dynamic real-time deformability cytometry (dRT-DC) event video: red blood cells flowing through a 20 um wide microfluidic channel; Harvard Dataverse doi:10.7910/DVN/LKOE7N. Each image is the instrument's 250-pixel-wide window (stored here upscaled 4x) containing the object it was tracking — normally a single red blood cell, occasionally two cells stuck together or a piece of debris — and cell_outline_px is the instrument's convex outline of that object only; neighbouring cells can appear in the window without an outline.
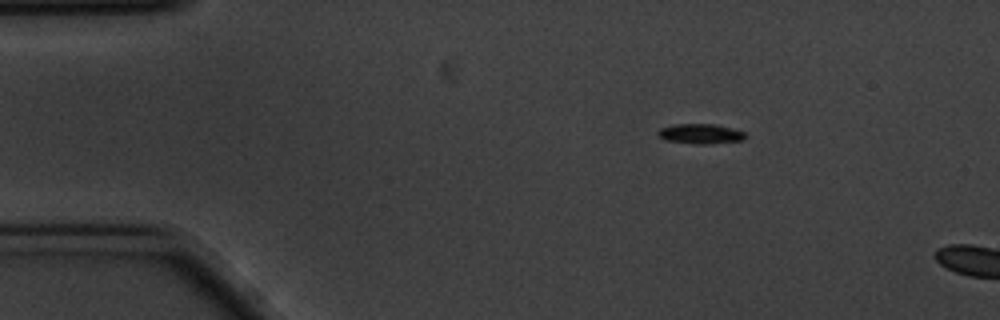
{"species": "common noctule bat (a hibernating species)", "species_latin": "Nyctalus noctula", "temperature_condition": "cold", "stored_images_in_passage": 10, "camera_frame_rate_fps": 3000, "um_per_image_px": 0.085, "animal": {"sex": "male", "body_mass_g": 20.1, "forearm_length_mm": 53.5}, "frame": {"image": 1, "passage_image": 7, "time_ms": 2.0, "image_size_px": [1000, 320], "cell_outline_px": [[748, 136], [744, 140], [704, 144], [696, 144], [664, 140], [656, 132], [660, 128], [676, 124], [716, 124], [744, 132]], "centroid_in_image_um": [59.54, 11.37], "position_along_channel_um": 25.5, "area_um2": 10.12}}